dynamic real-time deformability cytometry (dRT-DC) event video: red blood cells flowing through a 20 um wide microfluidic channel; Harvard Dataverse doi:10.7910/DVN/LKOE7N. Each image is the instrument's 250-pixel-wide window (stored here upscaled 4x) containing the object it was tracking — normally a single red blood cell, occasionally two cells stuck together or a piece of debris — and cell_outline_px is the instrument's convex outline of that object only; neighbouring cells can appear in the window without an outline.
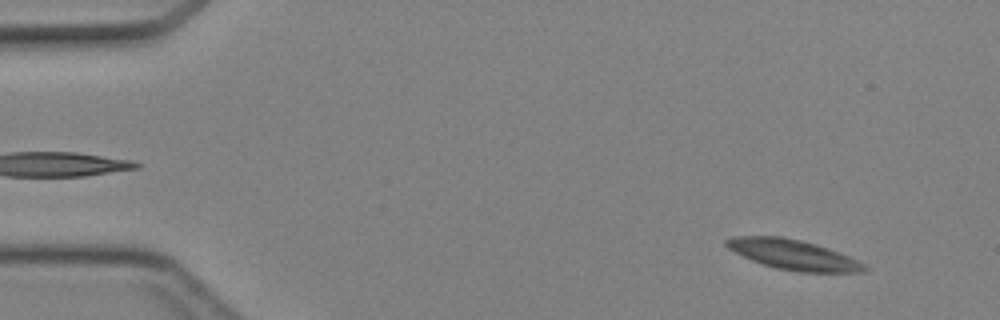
{"species": "Egyptian fruit bat (a non-hibernating species)", "species_latin": "Rousettus aegyptiacus", "temperature_condition": "cold", "stored_images_in_passage": 47, "camera_frame_rate_fps": 3000, "um_per_image_px": 0.085, "animal": {"sex": "female"}, "frame": {"image": 1, "passage_image": 5, "time_ms": 1.333, "image_size_px": [1000, 320], "cell_outline_px": [[868, 268], [864, 272], [800, 272], [776, 268], [752, 260], [728, 248], [724, 244], [724, 240], [736, 236], [780, 236], [800, 240], [816, 244], [848, 256], [864, 264]], "centroid_in_image_um": [67.41, 21.64], "position_along_channel_um": 17.6, "area_um2": 23.76}}
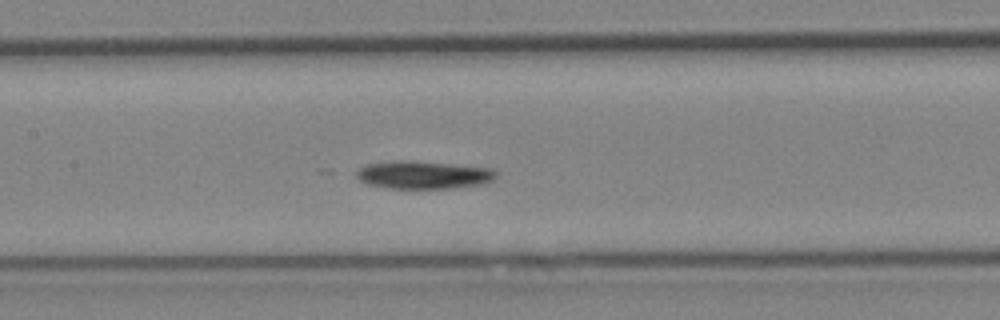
{"frame": {"image": 2, "passage_image": 23, "time_ms": 7.333, "image_size_px": [1000, 320], "cell_outline_px": [[496, 176], [492, 180], [480, 184], [452, 188], [388, 188], [368, 184], [360, 180], [356, 176], [356, 172], [360, 168], [368, 164], [392, 160], [412, 160], [492, 168], [496, 172]], "centroid_in_image_um": [35.97, 14.85], "position_along_channel_um": 171.4, "area_um2": 22.6}}
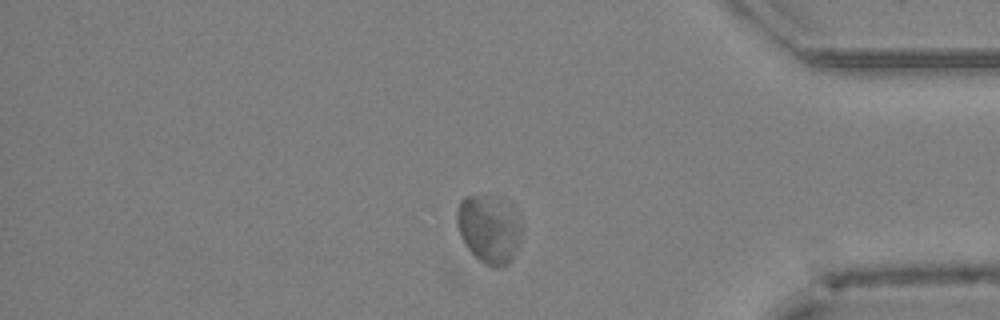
{"frame": {"image": 3, "passage_image": 40, "time_ms": 13.0, "image_size_px": [1000, 320], "cell_outline_px": [[520, 232], [512, 260], [508, 264], [500, 268], [496, 268], [480, 260], [468, 248], [456, 224], [456, 212], [460, 200], [468, 196], [488, 196], [512, 204], [520, 228]], "centroid_in_image_um": [41.54, 19.45], "position_along_channel_um": 393.7, "area_um2": 25.03}}